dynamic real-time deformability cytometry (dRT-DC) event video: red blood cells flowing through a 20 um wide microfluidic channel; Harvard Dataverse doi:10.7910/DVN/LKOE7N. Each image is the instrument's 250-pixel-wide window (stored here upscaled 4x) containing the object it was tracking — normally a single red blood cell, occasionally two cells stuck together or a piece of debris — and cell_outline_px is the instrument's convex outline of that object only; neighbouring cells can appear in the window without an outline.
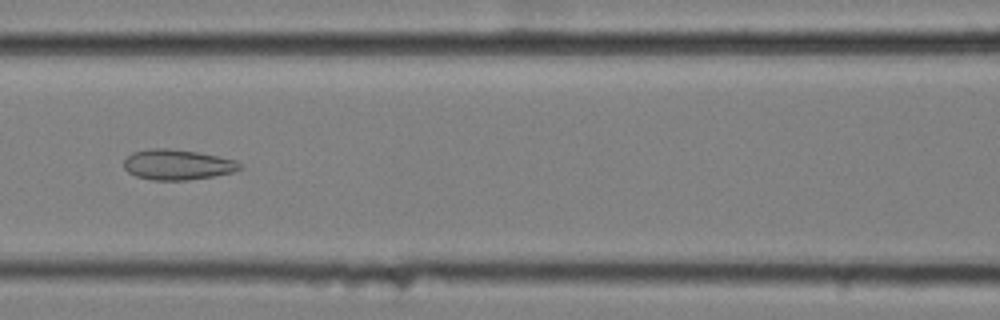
{"species": "common noctule bat (a hibernating species)", "species_latin": "Nyctalus noctula", "temperature_condition": "cold", "stored_images_in_passage": 47, "camera_frame_rate_fps": 3000, "um_per_image_px": 0.085, "animal": {"sex": "female", "body_mass_g": 25.1}, "frame": {"image": 1, "passage_image": 15, "time_ms": 4.667, "image_size_px": [1000, 320], "cell_outline_px": [[244, 168], [232, 172], [212, 176], [188, 180], [152, 180], [136, 176], [128, 172], [124, 168], [124, 160], [132, 152], [148, 148], [168, 148], [196, 152], [236, 160]], "centroid_in_image_um": [15.05, 13.99], "position_along_channel_um": 151.5, "area_um2": 20.46}}
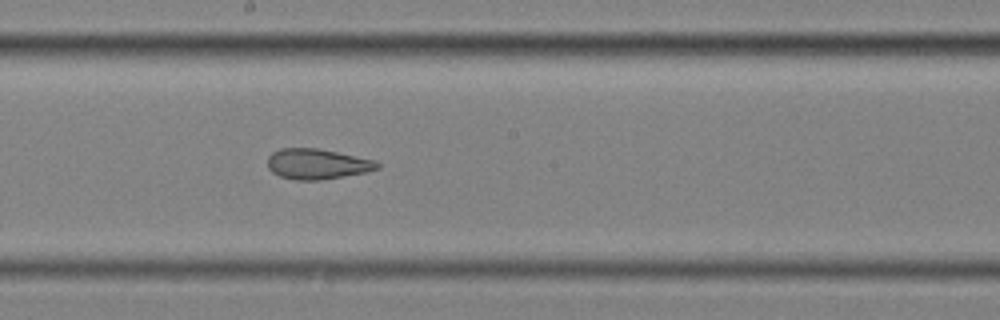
{"frame": {"image": 2, "passage_image": 21, "time_ms": 6.667, "image_size_px": [1000, 320], "cell_outline_px": [[380, 168], [368, 172], [320, 180], [296, 180], [280, 176], [272, 172], [268, 168], [268, 156], [272, 152], [280, 148], [316, 148], [376, 160], [380, 164]], "centroid_in_image_um": [26.97, 13.94], "position_along_channel_um": 221.2, "area_um2": 19.48}}
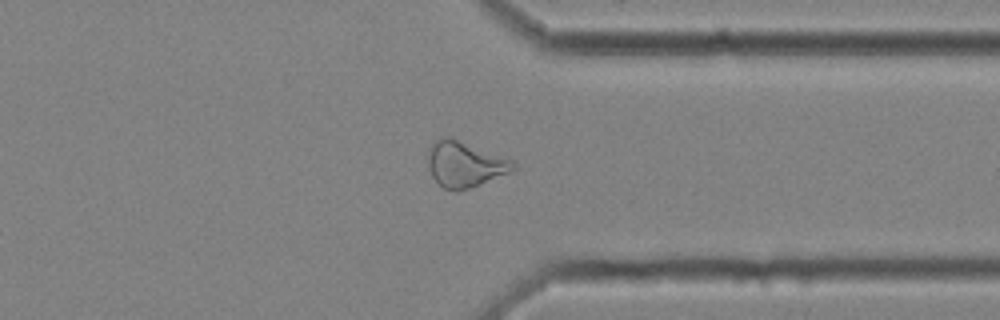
{"frame": {"image": 3, "passage_image": 34, "time_ms": 11.0, "image_size_px": [1000, 320], "cell_outline_px": [[516, 168], [508, 172], [468, 188], [456, 192], [444, 188], [432, 176], [428, 164], [428, 160], [432, 144], [440, 136], [452, 136], [512, 160], [516, 164]], "centroid_in_image_um": [39.49, 13.92], "position_along_channel_um": 371.9, "area_um2": 22.37}}